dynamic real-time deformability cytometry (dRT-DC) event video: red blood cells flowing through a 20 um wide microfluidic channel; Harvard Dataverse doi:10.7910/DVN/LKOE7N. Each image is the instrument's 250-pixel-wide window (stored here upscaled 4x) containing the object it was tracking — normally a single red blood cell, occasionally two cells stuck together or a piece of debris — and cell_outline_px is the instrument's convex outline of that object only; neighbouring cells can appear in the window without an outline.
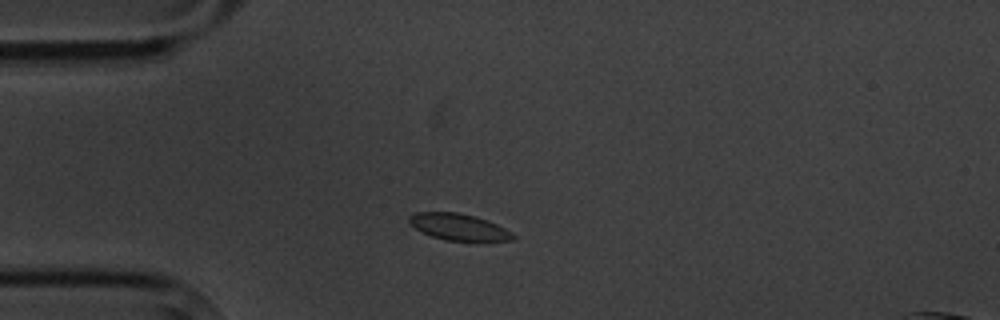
{"species": "common noctule bat (a hibernating species)", "species_latin": "Nyctalus noctula", "temperature_condition": "cold", "stored_images_in_passage": 8, "camera_frame_rate_fps": 3000, "um_per_image_px": 0.085, "animal": {"sex": "male", "body_mass_g": 20.1, "forearm_length_mm": 53.5}, "frame": {"image": 1, "passage_image": 1, "time_ms": 0.0, "image_size_px": [1000, 320], "cell_outline_px": [[516, 236], [512, 240], [484, 244], [480, 244], [444, 240], [432, 236], [408, 224], [408, 216], [416, 212], [456, 212], [476, 216], [496, 224], [512, 232]], "centroid_in_image_um": [39.06, 19.35], "position_along_channel_um": 45.9, "area_um2": 16.88}}
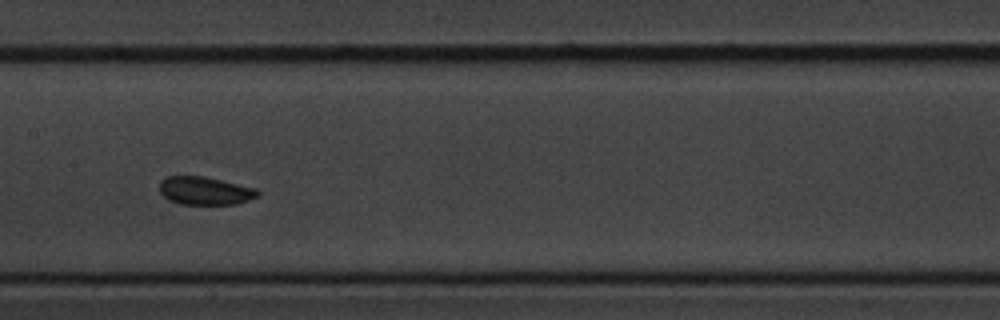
{"frame": {"image": 2, "passage_image": 5, "time_ms": 4.667, "image_size_px": [1000, 320], "cell_outline_px": [[260, 196], [236, 204], [180, 204], [168, 200], [160, 192], [160, 180], [164, 176], [204, 176], [256, 188], [260, 192]], "centroid_in_image_um": [17.42, 16.21], "position_along_channel_um": 190.0, "area_um2": 16.18}}
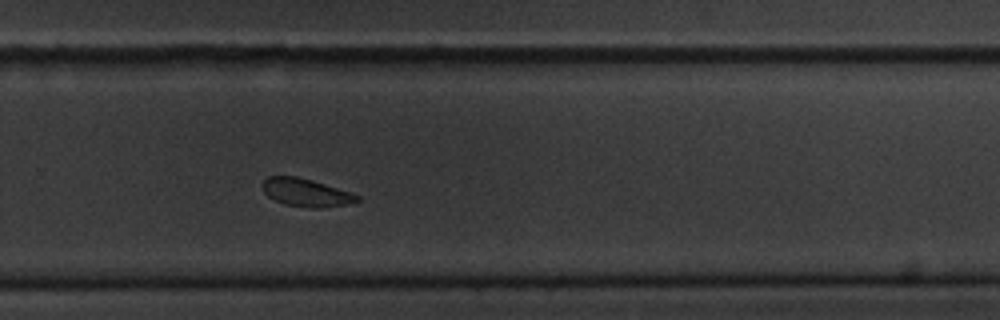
{"frame": {"image": 3, "passage_image": 8, "time_ms": 8.0, "image_size_px": [1000, 320], "cell_outline_px": [[360, 200], [348, 204], [316, 208], [308, 208], [284, 204], [268, 196], [264, 192], [260, 184], [268, 176], [296, 176], [312, 180], [352, 192], [360, 196]], "centroid_in_image_um": [26.01, 16.36], "position_along_channel_um": 303.8, "area_um2": 15.49}}